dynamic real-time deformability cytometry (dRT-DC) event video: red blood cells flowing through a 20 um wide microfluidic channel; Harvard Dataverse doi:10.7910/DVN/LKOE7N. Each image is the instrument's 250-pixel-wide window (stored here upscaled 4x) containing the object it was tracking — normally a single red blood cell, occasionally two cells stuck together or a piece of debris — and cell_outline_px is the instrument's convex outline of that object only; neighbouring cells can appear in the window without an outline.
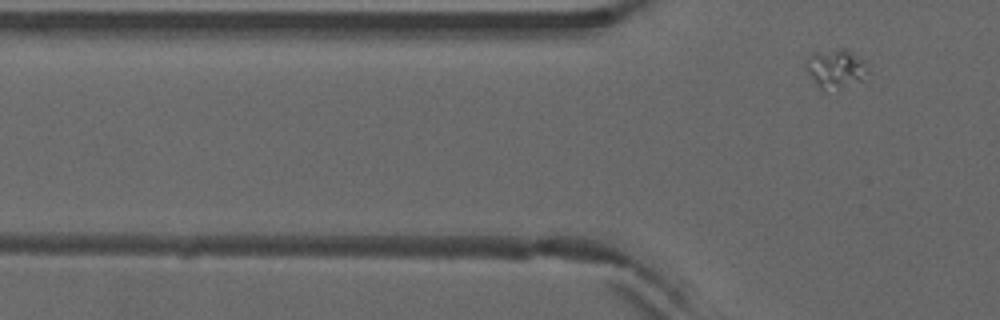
{"species": "common noctule bat (a hibernating species)", "species_latin": "Nyctalus noctula", "temperature_condition": "warm", "stored_images_in_passage": 7, "camera_frame_rate_fps": 3000, "um_per_image_px": 0.085, "animal": {"sex": "male", "forearm_length_mm": 52.5}, "frame": {"image": 1, "passage_image": 7, "time_ms": 2.0, "image_size_px": [1000, 320], "cell_outline_px": [[868, 72], [864, 80], [840, 92], [824, 92], [816, 84], [804, 68], [804, 64], [808, 56], [816, 52], [840, 48], [844, 48], [864, 60], [868, 68]], "centroid_in_image_um": [71.05, 5.91], "position_along_channel_um": 54.8, "area_um2": 14.85}}